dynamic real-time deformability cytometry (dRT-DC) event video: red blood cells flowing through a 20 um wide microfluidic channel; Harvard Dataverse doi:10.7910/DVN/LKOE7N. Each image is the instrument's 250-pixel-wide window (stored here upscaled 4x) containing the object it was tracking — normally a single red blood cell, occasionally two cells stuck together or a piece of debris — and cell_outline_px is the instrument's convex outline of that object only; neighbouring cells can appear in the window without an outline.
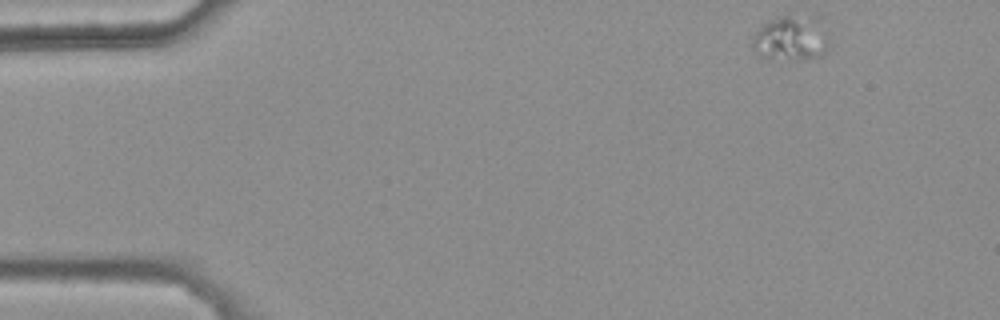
{"species": "common noctule bat (a hibernating species)", "species_latin": "Nyctalus noctula", "temperature_condition": "warm", "stored_images_in_passage": 46, "camera_frame_rate_fps": 3000, "um_per_image_px": 0.085, "animal": {"sex": "female", "body_mass_g": 25.1}, "frame": {"image": 1, "passage_image": 1, "time_ms": 0.0, "image_size_px": [1000, 320], "cell_outline_px": [[828, 48], [820, 56], [808, 60], [768, 60], [756, 52], [752, 48], [752, 36], [764, 24], [772, 20], [784, 16], [816, 12], [820, 16]], "centroid_in_image_um": [67.26, 3.24], "position_along_channel_um": 17.7, "area_um2": 20.75}}
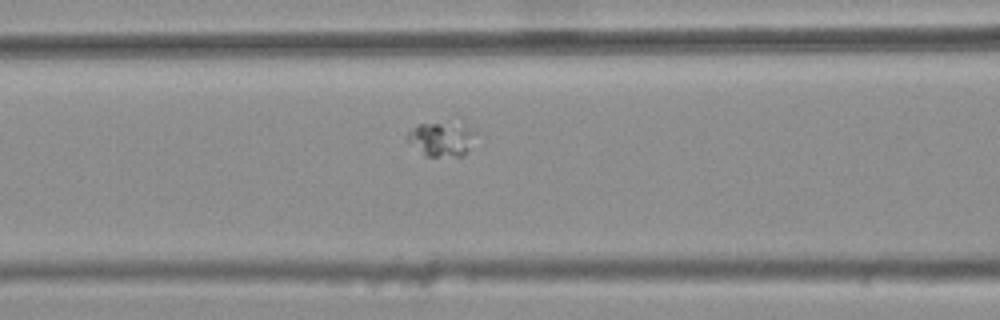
{"frame": {"image": 2, "passage_image": 18, "time_ms": 5.667, "image_size_px": [1000, 320], "cell_outline_px": [[476, 132], [464, 156], [424, 156], [404, 140], [404, 136], [412, 128], [420, 124], [440, 124], [464, 128]], "centroid_in_image_um": [37.38, 11.89], "position_along_channel_um": 129.2, "area_um2": 13.01}}
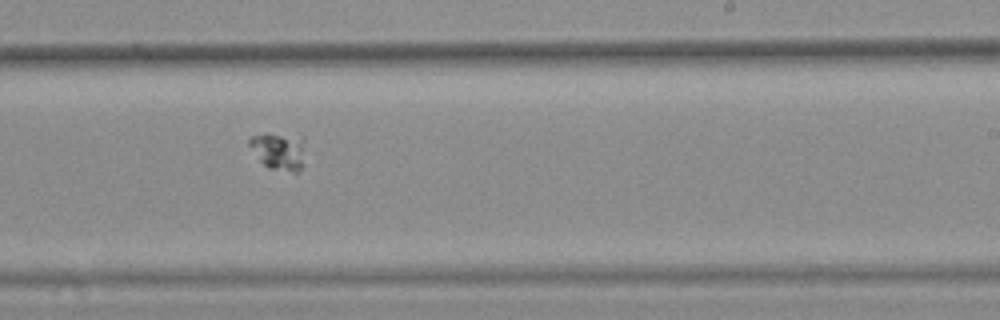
{"frame": {"image": 3, "passage_image": 29, "time_ms": 9.333, "image_size_px": [1000, 320], "cell_outline_px": [[304, 164], [300, 172], [292, 172], [268, 168], [260, 160], [248, 144], [248, 136], [268, 132], [304, 136]], "centroid_in_image_um": [23.73, 12.81], "position_along_channel_um": 265.3, "area_um2": 12.72}}